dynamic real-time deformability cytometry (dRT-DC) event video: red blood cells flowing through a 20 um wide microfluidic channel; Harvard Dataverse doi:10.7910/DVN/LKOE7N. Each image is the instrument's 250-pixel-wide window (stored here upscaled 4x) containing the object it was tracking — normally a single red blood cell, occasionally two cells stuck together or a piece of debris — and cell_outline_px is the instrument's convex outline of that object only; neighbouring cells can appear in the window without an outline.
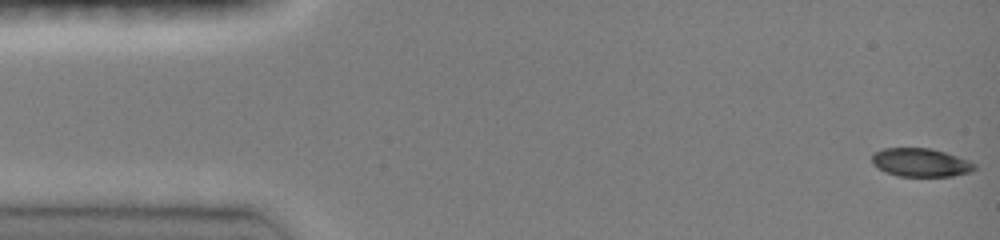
{"species": "common noctule bat (a hibernating species)", "species_latin": "Nyctalus noctula", "temperature_condition": "room temperature", "stored_images_in_passage": 47, "camera_frame_rate_fps": 3000, "um_per_image_px": 0.085, "animal": {"sex": "female", "body_mass_g": 19.0, "forearm_length_mm": 51.5}, "frame": {"image": 1, "passage_image": 1, "time_ms": 0.0, "image_size_px": [1000, 240], "cell_outline_px": [[976, 168], [968, 172], [952, 176], [896, 176], [884, 172], [872, 164], [872, 152], [884, 148], [932, 148], [968, 160], [976, 164]], "centroid_in_image_um": [78.2, 13.81], "position_along_channel_um": 6.8, "area_um2": 17.05}}
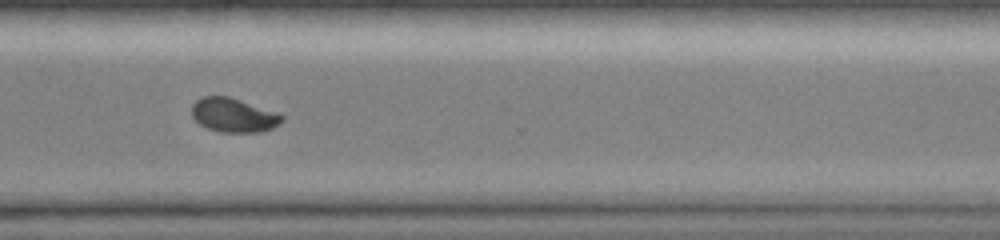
{"frame": {"image": 2, "passage_image": 35, "time_ms": 11.333, "image_size_px": [1000, 240], "cell_outline_px": [[284, 120], [272, 128], [260, 132], [220, 132], [208, 128], [200, 124], [192, 116], [192, 104], [196, 100], [204, 96], [228, 96], [280, 112], [284, 116]], "centroid_in_image_um": [19.89, 9.78], "position_along_channel_um": 350.7, "area_um2": 18.03}}
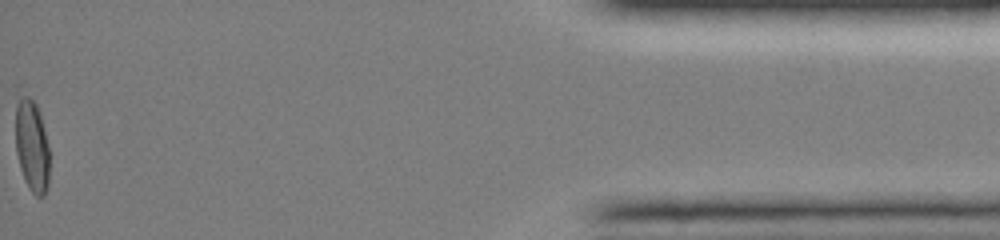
{"frame": {"image": 3, "passage_image": 47, "time_ms": 15.333, "image_size_px": [1000, 240], "cell_outline_px": [[48, 188], [44, 196], [36, 196], [28, 188], [24, 180], [20, 168], [16, 152], [16, 104], [24, 96], [28, 96], [36, 104], [40, 116], [48, 148]], "centroid_in_image_um": [2.7, 12.48], "position_along_channel_um": 432.5, "area_um2": 17.8}, "authors_computed_cell_mechanics": {"area_um2": 18.2648, "velocity_mm_per_s": 4.1315, "shape_relaxation_time_tau1_ms": 5.0464, "shape_relaxation_time_tau2_ms": null, "deformation_change_tau1": 0.1449, "deformation_change_tau2": null}}